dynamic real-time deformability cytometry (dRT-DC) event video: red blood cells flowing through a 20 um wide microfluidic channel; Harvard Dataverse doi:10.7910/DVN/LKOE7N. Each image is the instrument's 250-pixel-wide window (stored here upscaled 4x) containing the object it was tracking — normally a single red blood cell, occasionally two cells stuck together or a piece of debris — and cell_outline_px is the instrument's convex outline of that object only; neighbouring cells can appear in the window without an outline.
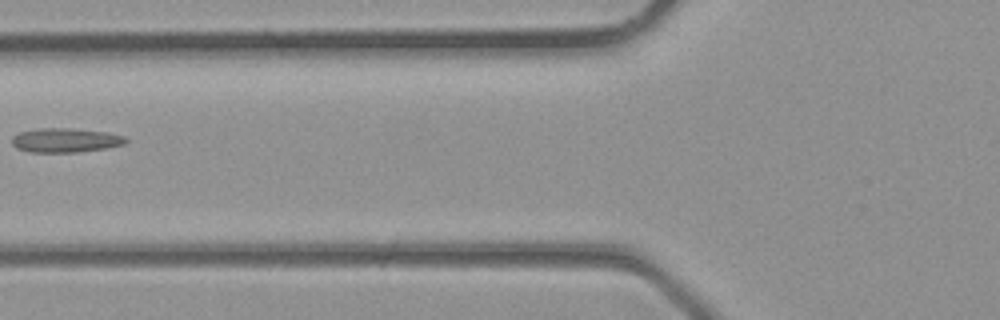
{"species": "common noctule bat (a hibernating species)", "species_latin": "Nyctalus noctula", "temperature_condition": "room temperature", "stored_images_in_passage": 6, "camera_frame_rate_fps": 3000, "um_per_image_px": 0.085, "animal": {"sex": "male", "body_mass_g": 23.1, "forearm_length_mm": 52.7}, "frame": {"image": 1, "passage_image": 6, "time_ms": 1.667, "image_size_px": [1000, 320], "cell_outline_px": [[128, 140], [124, 144], [104, 148], [76, 152], [32, 152], [16, 148], [12, 144], [12, 136], [20, 132], [36, 128], [72, 128], [108, 132], [124, 136]], "centroid_in_image_um": [5.54, 11.91], "position_along_channel_um": 120.3, "area_um2": 16.07}}